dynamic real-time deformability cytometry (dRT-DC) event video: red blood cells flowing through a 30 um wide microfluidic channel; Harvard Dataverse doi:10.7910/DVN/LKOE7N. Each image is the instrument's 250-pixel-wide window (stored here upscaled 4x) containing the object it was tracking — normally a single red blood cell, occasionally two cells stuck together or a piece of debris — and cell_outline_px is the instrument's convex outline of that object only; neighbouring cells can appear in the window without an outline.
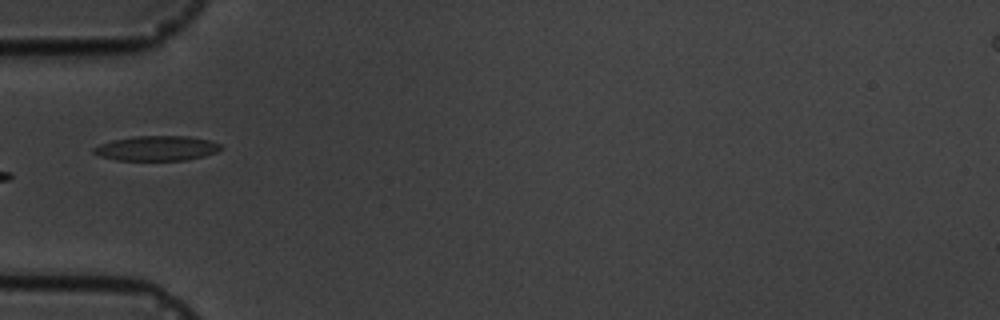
{"species": "common noctule bat (a hibernating species)", "species_latin": "Nyctalus noctula", "temperature_condition": "cold", "stored_images_in_passage": 6, "camera_frame_rate_fps": 3000, "um_per_image_px": 0.085, "animal": {"sex": "male", "body_mass_g": 19.5, "forearm_length_mm": 54.6}, "frame": {"image": 1, "passage_image": 6, "time_ms": 5.667, "image_size_px": [1000, 320], "cell_outline_px": [[224, 148], [216, 152], [204, 156], [184, 160], [116, 160], [100, 156], [92, 152], [92, 148], [100, 144], [112, 140], [132, 136], [188, 136], [212, 140], [220, 144]], "centroid_in_image_um": [13.33, 12.59], "position_along_channel_um": 71.7, "area_um2": 18.55}}